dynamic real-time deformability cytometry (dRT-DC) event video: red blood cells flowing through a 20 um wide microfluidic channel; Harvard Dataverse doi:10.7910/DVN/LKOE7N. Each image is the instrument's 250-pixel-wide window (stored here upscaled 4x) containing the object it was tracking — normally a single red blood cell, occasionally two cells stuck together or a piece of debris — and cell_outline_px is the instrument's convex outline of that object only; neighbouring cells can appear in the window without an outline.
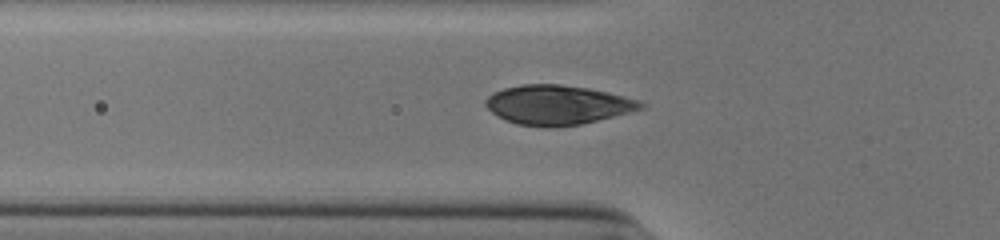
{"species": "human", "species_latin": "Homo sapiens", "temperature_condition": "cold", "stored_images_in_passage": 42, "camera_frame_rate_fps": 3000, "um_per_image_px": 0.085, "donor": {"sex": "male"}, "frame": {"image": 1, "passage_image": 11, "time_ms": 3.333, "image_size_px": [1000, 240], "cell_outline_px": [[644, 108], [580, 124], [516, 124], [504, 120], [496, 116], [484, 104], [484, 100], [492, 92], [504, 88], [520, 84], [560, 84], [588, 88], [624, 96], [640, 100], [644, 104]], "centroid_in_image_um": [47.34, 8.87], "position_along_channel_um": 78.5, "area_um2": 34.74}}
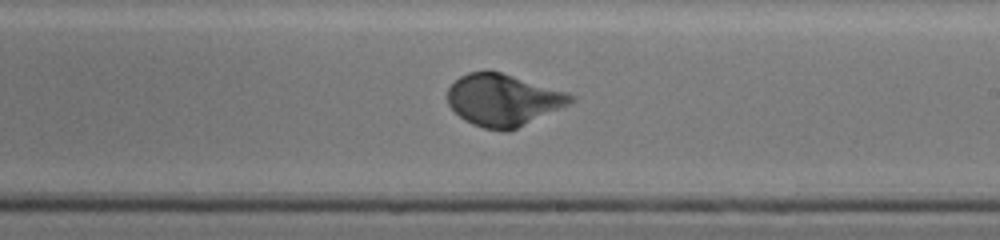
{"frame": {"image": 2, "passage_image": 24, "time_ms": 7.667, "image_size_px": [1000, 240], "cell_outline_px": [[576, 100], [568, 104], [508, 132], [504, 132], [484, 128], [472, 124], [464, 120], [448, 104], [448, 88], [460, 76], [468, 72], [488, 68], [568, 92], [576, 96]], "centroid_in_image_um": [42.76, 8.47], "position_along_channel_um": 246.2, "area_um2": 37.4}}
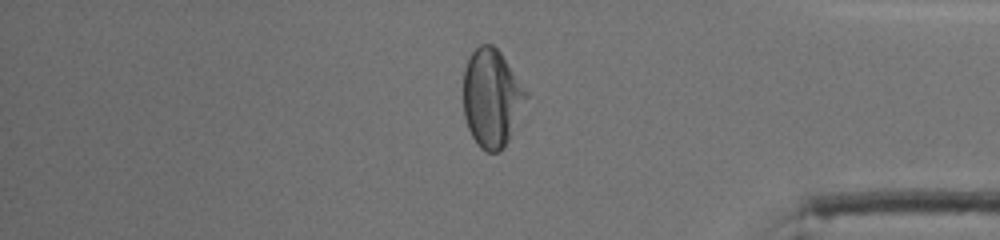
{"frame": {"image": 3, "passage_image": 37, "time_ms": 12.0, "image_size_px": [1000, 240], "cell_outline_px": [[528, 96], [508, 140], [500, 152], [488, 152], [480, 148], [472, 136], [468, 128], [464, 116], [464, 68], [472, 52], [480, 44], [492, 44], [500, 52], [528, 92]], "centroid_in_image_um": [41.78, 8.33], "position_along_channel_um": 393.4, "area_um2": 35.49}}